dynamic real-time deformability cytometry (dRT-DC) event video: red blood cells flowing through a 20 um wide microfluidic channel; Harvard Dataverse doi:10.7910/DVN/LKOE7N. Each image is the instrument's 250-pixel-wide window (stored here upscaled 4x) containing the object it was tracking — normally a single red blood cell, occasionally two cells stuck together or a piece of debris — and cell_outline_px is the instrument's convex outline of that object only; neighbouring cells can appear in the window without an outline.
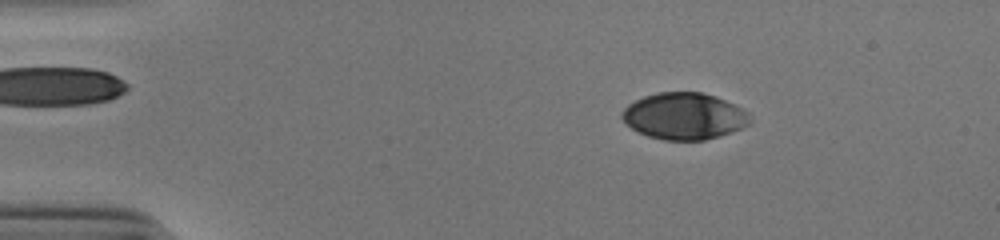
{"species": "human", "species_latin": "Homo sapiens", "temperature_condition": "cold", "stored_images_in_passage": 54, "camera_frame_rate_fps": 3000, "um_per_image_px": 0.085, "donor": {"sex": "male"}, "frame": {"image": 1, "passage_image": 10, "time_ms": 3.0, "image_size_px": [1000, 240], "cell_outline_px": [[752, 124], [744, 128], [704, 140], [664, 140], [648, 136], [624, 124], [620, 116], [620, 112], [628, 104], [644, 96], [656, 92], [700, 92], [716, 96], [736, 104], [748, 112], [752, 116]], "centroid_in_image_um": [58.18, 9.86], "position_along_channel_um": 26.8, "area_um2": 35.26}}
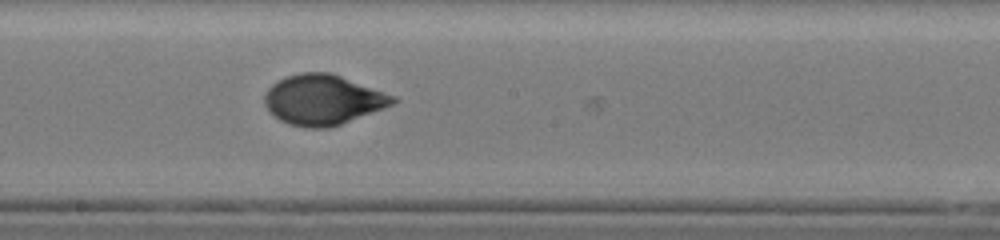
{"frame": {"image": 2, "passage_image": 31, "time_ms": 10.0, "image_size_px": [1000, 240], "cell_outline_px": [[400, 100], [384, 108], [340, 124], [328, 128], [308, 128], [288, 124], [280, 120], [268, 112], [264, 104], [264, 96], [268, 88], [272, 84], [288, 76], [300, 72], [328, 72], [340, 76], [396, 96]], "centroid_in_image_um": [27.43, 8.49], "position_along_channel_um": 220.8, "area_um2": 37.34}}
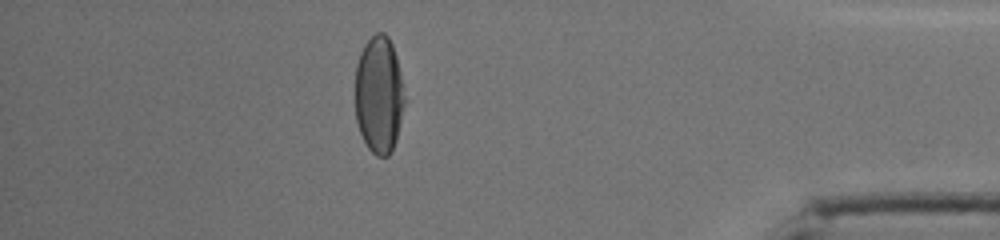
{"frame": {"image": 3, "passage_image": 48, "time_ms": 15.667, "image_size_px": [1000, 240], "cell_outline_px": [[404, 104], [396, 140], [392, 152], [388, 156], [376, 156], [368, 148], [360, 132], [356, 120], [356, 64], [360, 52], [364, 44], [376, 32], [384, 32], [388, 36], [392, 44], [396, 56], [400, 72], [404, 96]], "centroid_in_image_um": [32.2, 8.05], "position_along_channel_um": 403.0, "area_um2": 33.7}, "authors_computed_cell_mechanics": {"area_um2": 36.1539, "velocity_mm_per_s": 3.8772, "shape_relaxation_time_tau1_ms": 4.1125, "shape_relaxation_time_tau2_ms": 0.7443, "deformation_change_tau1": 0.1831, "deformation_change_tau2": 0.0435}}